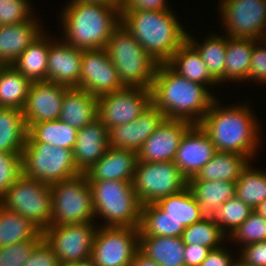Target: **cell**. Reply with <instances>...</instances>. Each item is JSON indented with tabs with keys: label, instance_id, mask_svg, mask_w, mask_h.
<instances>
[{
	"label": "cell",
	"instance_id": "8d00e7d4",
	"mask_svg": "<svg viewBox=\"0 0 266 266\" xmlns=\"http://www.w3.org/2000/svg\"><path fill=\"white\" fill-rule=\"evenodd\" d=\"M155 204L170 218L182 223L185 228L202 219L197 200L188 186L178 193L162 198Z\"/></svg>",
	"mask_w": 266,
	"mask_h": 266
},
{
	"label": "cell",
	"instance_id": "7c38bea8",
	"mask_svg": "<svg viewBox=\"0 0 266 266\" xmlns=\"http://www.w3.org/2000/svg\"><path fill=\"white\" fill-rule=\"evenodd\" d=\"M219 1L217 9L224 35L234 39H266V0Z\"/></svg>",
	"mask_w": 266,
	"mask_h": 266
},
{
	"label": "cell",
	"instance_id": "ee69618b",
	"mask_svg": "<svg viewBox=\"0 0 266 266\" xmlns=\"http://www.w3.org/2000/svg\"><path fill=\"white\" fill-rule=\"evenodd\" d=\"M42 238H33L0 248V266H23Z\"/></svg>",
	"mask_w": 266,
	"mask_h": 266
},
{
	"label": "cell",
	"instance_id": "5bb4252c",
	"mask_svg": "<svg viewBox=\"0 0 266 266\" xmlns=\"http://www.w3.org/2000/svg\"><path fill=\"white\" fill-rule=\"evenodd\" d=\"M151 102V89L124 87L98 97V119L109 130L137 119Z\"/></svg>",
	"mask_w": 266,
	"mask_h": 266
},
{
	"label": "cell",
	"instance_id": "60d3db41",
	"mask_svg": "<svg viewBox=\"0 0 266 266\" xmlns=\"http://www.w3.org/2000/svg\"><path fill=\"white\" fill-rule=\"evenodd\" d=\"M244 246L266 240V218L255 210L249 215L234 233L228 237V241Z\"/></svg>",
	"mask_w": 266,
	"mask_h": 266
},
{
	"label": "cell",
	"instance_id": "7402d4cb",
	"mask_svg": "<svg viewBox=\"0 0 266 266\" xmlns=\"http://www.w3.org/2000/svg\"><path fill=\"white\" fill-rule=\"evenodd\" d=\"M137 163V152L109 146L106 153L84 174L88 181L116 180L133 182Z\"/></svg>",
	"mask_w": 266,
	"mask_h": 266
},
{
	"label": "cell",
	"instance_id": "c3c4849f",
	"mask_svg": "<svg viewBox=\"0 0 266 266\" xmlns=\"http://www.w3.org/2000/svg\"><path fill=\"white\" fill-rule=\"evenodd\" d=\"M166 0H121L120 10H168Z\"/></svg>",
	"mask_w": 266,
	"mask_h": 266
},
{
	"label": "cell",
	"instance_id": "3957f363",
	"mask_svg": "<svg viewBox=\"0 0 266 266\" xmlns=\"http://www.w3.org/2000/svg\"><path fill=\"white\" fill-rule=\"evenodd\" d=\"M168 10H121V23L159 64L166 63L187 40L178 17Z\"/></svg>",
	"mask_w": 266,
	"mask_h": 266
},
{
	"label": "cell",
	"instance_id": "4316f807",
	"mask_svg": "<svg viewBox=\"0 0 266 266\" xmlns=\"http://www.w3.org/2000/svg\"><path fill=\"white\" fill-rule=\"evenodd\" d=\"M181 237L139 236V251L160 266H185Z\"/></svg>",
	"mask_w": 266,
	"mask_h": 266
},
{
	"label": "cell",
	"instance_id": "ba28073f",
	"mask_svg": "<svg viewBox=\"0 0 266 266\" xmlns=\"http://www.w3.org/2000/svg\"><path fill=\"white\" fill-rule=\"evenodd\" d=\"M51 225L95 222L92 192L85 174L50 185Z\"/></svg>",
	"mask_w": 266,
	"mask_h": 266
},
{
	"label": "cell",
	"instance_id": "9a60e30c",
	"mask_svg": "<svg viewBox=\"0 0 266 266\" xmlns=\"http://www.w3.org/2000/svg\"><path fill=\"white\" fill-rule=\"evenodd\" d=\"M81 65L78 88L93 96L98 98L125 87L105 48L83 50Z\"/></svg>",
	"mask_w": 266,
	"mask_h": 266
},
{
	"label": "cell",
	"instance_id": "9f6ffc18",
	"mask_svg": "<svg viewBox=\"0 0 266 266\" xmlns=\"http://www.w3.org/2000/svg\"><path fill=\"white\" fill-rule=\"evenodd\" d=\"M60 266H80V261L77 263L70 264V265H60Z\"/></svg>",
	"mask_w": 266,
	"mask_h": 266
},
{
	"label": "cell",
	"instance_id": "8fae6325",
	"mask_svg": "<svg viewBox=\"0 0 266 266\" xmlns=\"http://www.w3.org/2000/svg\"><path fill=\"white\" fill-rule=\"evenodd\" d=\"M98 227L96 222L49 226L42 231V239L53 250L60 265H70L91 258Z\"/></svg>",
	"mask_w": 266,
	"mask_h": 266
},
{
	"label": "cell",
	"instance_id": "681fc988",
	"mask_svg": "<svg viewBox=\"0 0 266 266\" xmlns=\"http://www.w3.org/2000/svg\"><path fill=\"white\" fill-rule=\"evenodd\" d=\"M231 254L221 245L220 248L211 250L200 266H234L237 260Z\"/></svg>",
	"mask_w": 266,
	"mask_h": 266
},
{
	"label": "cell",
	"instance_id": "9c48e42d",
	"mask_svg": "<svg viewBox=\"0 0 266 266\" xmlns=\"http://www.w3.org/2000/svg\"><path fill=\"white\" fill-rule=\"evenodd\" d=\"M0 205L30 220L41 231L51 225L50 185L21 175L0 198Z\"/></svg>",
	"mask_w": 266,
	"mask_h": 266
},
{
	"label": "cell",
	"instance_id": "74e56055",
	"mask_svg": "<svg viewBox=\"0 0 266 266\" xmlns=\"http://www.w3.org/2000/svg\"><path fill=\"white\" fill-rule=\"evenodd\" d=\"M235 195L255 210L266 199V171L253 169L249 162L236 181Z\"/></svg>",
	"mask_w": 266,
	"mask_h": 266
},
{
	"label": "cell",
	"instance_id": "836d02e7",
	"mask_svg": "<svg viewBox=\"0 0 266 266\" xmlns=\"http://www.w3.org/2000/svg\"><path fill=\"white\" fill-rule=\"evenodd\" d=\"M42 238V231L24 216L0 205V248Z\"/></svg>",
	"mask_w": 266,
	"mask_h": 266
},
{
	"label": "cell",
	"instance_id": "6da1fadb",
	"mask_svg": "<svg viewBox=\"0 0 266 266\" xmlns=\"http://www.w3.org/2000/svg\"><path fill=\"white\" fill-rule=\"evenodd\" d=\"M151 101L166 119L199 124L216 99L200 83L178 75L166 63L157 65L151 85Z\"/></svg>",
	"mask_w": 266,
	"mask_h": 266
},
{
	"label": "cell",
	"instance_id": "7a4b0ae2",
	"mask_svg": "<svg viewBox=\"0 0 266 266\" xmlns=\"http://www.w3.org/2000/svg\"><path fill=\"white\" fill-rule=\"evenodd\" d=\"M219 102L213 101L199 125L218 152L237 153L251 161L261 142L257 117L246 103L224 107Z\"/></svg>",
	"mask_w": 266,
	"mask_h": 266
},
{
	"label": "cell",
	"instance_id": "f35d334b",
	"mask_svg": "<svg viewBox=\"0 0 266 266\" xmlns=\"http://www.w3.org/2000/svg\"><path fill=\"white\" fill-rule=\"evenodd\" d=\"M185 245H202L210 250L220 248L222 241L228 239L220 226L211 219H201L186 227L181 235Z\"/></svg>",
	"mask_w": 266,
	"mask_h": 266
},
{
	"label": "cell",
	"instance_id": "f6af8a7d",
	"mask_svg": "<svg viewBox=\"0 0 266 266\" xmlns=\"http://www.w3.org/2000/svg\"><path fill=\"white\" fill-rule=\"evenodd\" d=\"M250 81L266 84V39H260L254 44L248 75Z\"/></svg>",
	"mask_w": 266,
	"mask_h": 266
},
{
	"label": "cell",
	"instance_id": "11a10c76",
	"mask_svg": "<svg viewBox=\"0 0 266 266\" xmlns=\"http://www.w3.org/2000/svg\"><path fill=\"white\" fill-rule=\"evenodd\" d=\"M80 266H96V264L91 258H89L87 260L80 261Z\"/></svg>",
	"mask_w": 266,
	"mask_h": 266
},
{
	"label": "cell",
	"instance_id": "bcb514c9",
	"mask_svg": "<svg viewBox=\"0 0 266 266\" xmlns=\"http://www.w3.org/2000/svg\"><path fill=\"white\" fill-rule=\"evenodd\" d=\"M237 258L244 266H266V240L241 247Z\"/></svg>",
	"mask_w": 266,
	"mask_h": 266
},
{
	"label": "cell",
	"instance_id": "7dc6e473",
	"mask_svg": "<svg viewBox=\"0 0 266 266\" xmlns=\"http://www.w3.org/2000/svg\"><path fill=\"white\" fill-rule=\"evenodd\" d=\"M23 266H60L53 250L42 239L32 250Z\"/></svg>",
	"mask_w": 266,
	"mask_h": 266
},
{
	"label": "cell",
	"instance_id": "484cf974",
	"mask_svg": "<svg viewBox=\"0 0 266 266\" xmlns=\"http://www.w3.org/2000/svg\"><path fill=\"white\" fill-rule=\"evenodd\" d=\"M166 64L178 75L205 85L207 88L209 85L213 88L218 84L210 76L200 53L188 40L173 53Z\"/></svg>",
	"mask_w": 266,
	"mask_h": 266
},
{
	"label": "cell",
	"instance_id": "e0dca14e",
	"mask_svg": "<svg viewBox=\"0 0 266 266\" xmlns=\"http://www.w3.org/2000/svg\"><path fill=\"white\" fill-rule=\"evenodd\" d=\"M68 88L49 81L32 82L22 110L26 125L58 120L62 100Z\"/></svg>",
	"mask_w": 266,
	"mask_h": 266
},
{
	"label": "cell",
	"instance_id": "83f0119b",
	"mask_svg": "<svg viewBox=\"0 0 266 266\" xmlns=\"http://www.w3.org/2000/svg\"><path fill=\"white\" fill-rule=\"evenodd\" d=\"M250 160L233 152H216L213 158L198 173L188 180L236 182Z\"/></svg>",
	"mask_w": 266,
	"mask_h": 266
},
{
	"label": "cell",
	"instance_id": "52a82bcc",
	"mask_svg": "<svg viewBox=\"0 0 266 266\" xmlns=\"http://www.w3.org/2000/svg\"><path fill=\"white\" fill-rule=\"evenodd\" d=\"M21 157L22 175L48 185L80 174L71 149L44 142H26Z\"/></svg>",
	"mask_w": 266,
	"mask_h": 266
},
{
	"label": "cell",
	"instance_id": "816d5d0a",
	"mask_svg": "<svg viewBox=\"0 0 266 266\" xmlns=\"http://www.w3.org/2000/svg\"><path fill=\"white\" fill-rule=\"evenodd\" d=\"M129 266H160L156 262L151 259H148L145 255H143L140 251H138L131 264Z\"/></svg>",
	"mask_w": 266,
	"mask_h": 266
},
{
	"label": "cell",
	"instance_id": "d4e9b609",
	"mask_svg": "<svg viewBox=\"0 0 266 266\" xmlns=\"http://www.w3.org/2000/svg\"><path fill=\"white\" fill-rule=\"evenodd\" d=\"M97 118V97L78 87H71L66 90L59 120L79 130Z\"/></svg>",
	"mask_w": 266,
	"mask_h": 266
},
{
	"label": "cell",
	"instance_id": "d6a6232c",
	"mask_svg": "<svg viewBox=\"0 0 266 266\" xmlns=\"http://www.w3.org/2000/svg\"><path fill=\"white\" fill-rule=\"evenodd\" d=\"M31 83L12 65H0V107L23 110Z\"/></svg>",
	"mask_w": 266,
	"mask_h": 266
},
{
	"label": "cell",
	"instance_id": "cb8c5ba5",
	"mask_svg": "<svg viewBox=\"0 0 266 266\" xmlns=\"http://www.w3.org/2000/svg\"><path fill=\"white\" fill-rule=\"evenodd\" d=\"M187 186L197 200L202 219L214 220L220 206L236 193V182L232 181L188 180Z\"/></svg>",
	"mask_w": 266,
	"mask_h": 266
},
{
	"label": "cell",
	"instance_id": "ffe728a7",
	"mask_svg": "<svg viewBox=\"0 0 266 266\" xmlns=\"http://www.w3.org/2000/svg\"><path fill=\"white\" fill-rule=\"evenodd\" d=\"M60 40L50 38L46 81L69 88L78 87L83 50L68 45L62 38Z\"/></svg>",
	"mask_w": 266,
	"mask_h": 266
},
{
	"label": "cell",
	"instance_id": "f907efd6",
	"mask_svg": "<svg viewBox=\"0 0 266 266\" xmlns=\"http://www.w3.org/2000/svg\"><path fill=\"white\" fill-rule=\"evenodd\" d=\"M211 250L202 245H185V266H200Z\"/></svg>",
	"mask_w": 266,
	"mask_h": 266
},
{
	"label": "cell",
	"instance_id": "5b68a950",
	"mask_svg": "<svg viewBox=\"0 0 266 266\" xmlns=\"http://www.w3.org/2000/svg\"><path fill=\"white\" fill-rule=\"evenodd\" d=\"M88 182L92 192L95 220L101 217L105 222L100 227H139L142 205L132 182L116 180Z\"/></svg>",
	"mask_w": 266,
	"mask_h": 266
},
{
	"label": "cell",
	"instance_id": "44dd1931",
	"mask_svg": "<svg viewBox=\"0 0 266 266\" xmlns=\"http://www.w3.org/2000/svg\"><path fill=\"white\" fill-rule=\"evenodd\" d=\"M109 148V130L97 118L77 131L73 150L74 161L80 174H84Z\"/></svg>",
	"mask_w": 266,
	"mask_h": 266
},
{
	"label": "cell",
	"instance_id": "6f0895ef",
	"mask_svg": "<svg viewBox=\"0 0 266 266\" xmlns=\"http://www.w3.org/2000/svg\"><path fill=\"white\" fill-rule=\"evenodd\" d=\"M234 266H244L242 263H240L238 260L235 262Z\"/></svg>",
	"mask_w": 266,
	"mask_h": 266
},
{
	"label": "cell",
	"instance_id": "d590c367",
	"mask_svg": "<svg viewBox=\"0 0 266 266\" xmlns=\"http://www.w3.org/2000/svg\"><path fill=\"white\" fill-rule=\"evenodd\" d=\"M206 38L200 43L194 36L192 37L191 34L189 35V32L187 34V40L200 53L210 76L219 83L225 75L227 35L224 37L223 35L217 36V34H212Z\"/></svg>",
	"mask_w": 266,
	"mask_h": 266
},
{
	"label": "cell",
	"instance_id": "2e32d148",
	"mask_svg": "<svg viewBox=\"0 0 266 266\" xmlns=\"http://www.w3.org/2000/svg\"><path fill=\"white\" fill-rule=\"evenodd\" d=\"M194 124L180 119H164L137 152L138 161H173L184 134Z\"/></svg>",
	"mask_w": 266,
	"mask_h": 266
},
{
	"label": "cell",
	"instance_id": "b9f144b4",
	"mask_svg": "<svg viewBox=\"0 0 266 266\" xmlns=\"http://www.w3.org/2000/svg\"><path fill=\"white\" fill-rule=\"evenodd\" d=\"M28 0H0V26L27 22L34 14Z\"/></svg>",
	"mask_w": 266,
	"mask_h": 266
},
{
	"label": "cell",
	"instance_id": "f546056e",
	"mask_svg": "<svg viewBox=\"0 0 266 266\" xmlns=\"http://www.w3.org/2000/svg\"><path fill=\"white\" fill-rule=\"evenodd\" d=\"M257 41L255 39H234L227 36L225 75L218 85L226 81L240 83L248 80L252 51Z\"/></svg>",
	"mask_w": 266,
	"mask_h": 266
},
{
	"label": "cell",
	"instance_id": "8992f818",
	"mask_svg": "<svg viewBox=\"0 0 266 266\" xmlns=\"http://www.w3.org/2000/svg\"><path fill=\"white\" fill-rule=\"evenodd\" d=\"M125 87L151 88L158 63L120 23L105 45Z\"/></svg>",
	"mask_w": 266,
	"mask_h": 266
},
{
	"label": "cell",
	"instance_id": "ac0fdd59",
	"mask_svg": "<svg viewBox=\"0 0 266 266\" xmlns=\"http://www.w3.org/2000/svg\"><path fill=\"white\" fill-rule=\"evenodd\" d=\"M164 119L163 112L151 102L137 119L109 129V146L138 152Z\"/></svg>",
	"mask_w": 266,
	"mask_h": 266
},
{
	"label": "cell",
	"instance_id": "e575fe53",
	"mask_svg": "<svg viewBox=\"0 0 266 266\" xmlns=\"http://www.w3.org/2000/svg\"><path fill=\"white\" fill-rule=\"evenodd\" d=\"M139 236L181 237L185 227L173 220L156 204L141 207Z\"/></svg>",
	"mask_w": 266,
	"mask_h": 266
},
{
	"label": "cell",
	"instance_id": "db71d44e",
	"mask_svg": "<svg viewBox=\"0 0 266 266\" xmlns=\"http://www.w3.org/2000/svg\"><path fill=\"white\" fill-rule=\"evenodd\" d=\"M255 211L266 218V199L263 200L255 209Z\"/></svg>",
	"mask_w": 266,
	"mask_h": 266
},
{
	"label": "cell",
	"instance_id": "f5cc1de1",
	"mask_svg": "<svg viewBox=\"0 0 266 266\" xmlns=\"http://www.w3.org/2000/svg\"><path fill=\"white\" fill-rule=\"evenodd\" d=\"M74 1H81L85 3H100L111 6H121V0H74Z\"/></svg>",
	"mask_w": 266,
	"mask_h": 266
},
{
	"label": "cell",
	"instance_id": "603a6c76",
	"mask_svg": "<svg viewBox=\"0 0 266 266\" xmlns=\"http://www.w3.org/2000/svg\"><path fill=\"white\" fill-rule=\"evenodd\" d=\"M43 27L35 16L27 22L0 26V65H12L44 33Z\"/></svg>",
	"mask_w": 266,
	"mask_h": 266
},
{
	"label": "cell",
	"instance_id": "30bf717a",
	"mask_svg": "<svg viewBox=\"0 0 266 266\" xmlns=\"http://www.w3.org/2000/svg\"><path fill=\"white\" fill-rule=\"evenodd\" d=\"M132 183L138 200L145 205L182 191L188 180L173 161H138Z\"/></svg>",
	"mask_w": 266,
	"mask_h": 266
},
{
	"label": "cell",
	"instance_id": "7bdbcfd3",
	"mask_svg": "<svg viewBox=\"0 0 266 266\" xmlns=\"http://www.w3.org/2000/svg\"><path fill=\"white\" fill-rule=\"evenodd\" d=\"M21 175V154L5 153L0 151V198Z\"/></svg>",
	"mask_w": 266,
	"mask_h": 266
},
{
	"label": "cell",
	"instance_id": "4fadbf2b",
	"mask_svg": "<svg viewBox=\"0 0 266 266\" xmlns=\"http://www.w3.org/2000/svg\"><path fill=\"white\" fill-rule=\"evenodd\" d=\"M138 251V228L99 225L94 236L91 259L96 266H129Z\"/></svg>",
	"mask_w": 266,
	"mask_h": 266
},
{
	"label": "cell",
	"instance_id": "f1b7e54d",
	"mask_svg": "<svg viewBox=\"0 0 266 266\" xmlns=\"http://www.w3.org/2000/svg\"><path fill=\"white\" fill-rule=\"evenodd\" d=\"M27 125L23 111L0 107V151L22 154L27 140Z\"/></svg>",
	"mask_w": 266,
	"mask_h": 266
},
{
	"label": "cell",
	"instance_id": "ab89813d",
	"mask_svg": "<svg viewBox=\"0 0 266 266\" xmlns=\"http://www.w3.org/2000/svg\"><path fill=\"white\" fill-rule=\"evenodd\" d=\"M254 210L236 195L224 202L216 211L214 221L228 237L246 221Z\"/></svg>",
	"mask_w": 266,
	"mask_h": 266
},
{
	"label": "cell",
	"instance_id": "4dcf8cb0",
	"mask_svg": "<svg viewBox=\"0 0 266 266\" xmlns=\"http://www.w3.org/2000/svg\"><path fill=\"white\" fill-rule=\"evenodd\" d=\"M49 35L43 33L16 59L12 66L31 82L46 81Z\"/></svg>",
	"mask_w": 266,
	"mask_h": 266
},
{
	"label": "cell",
	"instance_id": "1f68e13d",
	"mask_svg": "<svg viewBox=\"0 0 266 266\" xmlns=\"http://www.w3.org/2000/svg\"><path fill=\"white\" fill-rule=\"evenodd\" d=\"M27 128L26 142H44L71 150L75 148L78 130L59 119L31 123Z\"/></svg>",
	"mask_w": 266,
	"mask_h": 266
},
{
	"label": "cell",
	"instance_id": "d6986e66",
	"mask_svg": "<svg viewBox=\"0 0 266 266\" xmlns=\"http://www.w3.org/2000/svg\"><path fill=\"white\" fill-rule=\"evenodd\" d=\"M216 152L208 134L199 124H194L184 134L173 162L188 180L194 177Z\"/></svg>",
	"mask_w": 266,
	"mask_h": 266
},
{
	"label": "cell",
	"instance_id": "277c9868",
	"mask_svg": "<svg viewBox=\"0 0 266 266\" xmlns=\"http://www.w3.org/2000/svg\"><path fill=\"white\" fill-rule=\"evenodd\" d=\"M66 5L60 12L63 40L82 50L105 48L113 30L121 23V6L74 0Z\"/></svg>",
	"mask_w": 266,
	"mask_h": 266
}]
</instances>
